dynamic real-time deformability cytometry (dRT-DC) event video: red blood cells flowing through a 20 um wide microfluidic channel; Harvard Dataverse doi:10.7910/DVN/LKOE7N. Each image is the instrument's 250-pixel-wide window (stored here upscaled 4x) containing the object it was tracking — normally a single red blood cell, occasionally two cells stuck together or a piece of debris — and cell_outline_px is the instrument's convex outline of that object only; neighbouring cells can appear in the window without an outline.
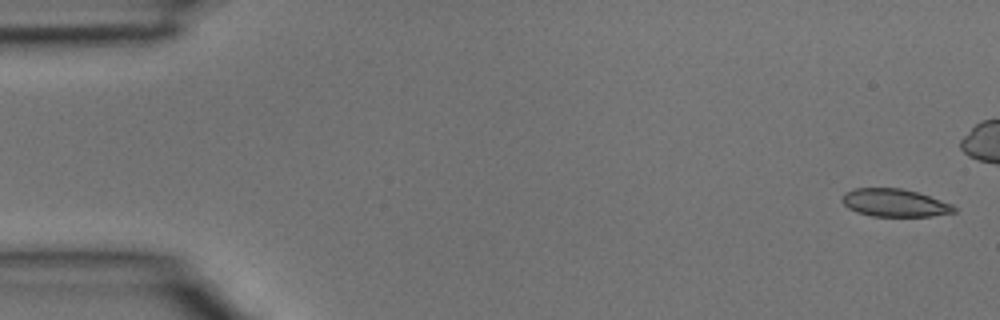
{"species": "common noctule bat (a hibernating species)", "species_latin": "Nyctalus noctula", "temperature_condition": "room temperature", "stored_images_in_passage": 5, "camera_frame_rate_fps": 3000, "um_per_image_px": 0.085, "animal": {"sex": "male", "body_mass_g": 15.6}, "frame": {"image": 1, "passage_image": 1, "time_ms": 0.0, "image_size_px": [1000, 320], "cell_outline_px": [[956, 212], [932, 216], [872, 216], [856, 212], [848, 208], [840, 200], [844, 192], [856, 188], [900, 188], [916, 192], [952, 204], [956, 208]], "centroid_in_image_um": [76.01, 17.24], "position_along_channel_um": 9.0, "area_um2": 18.09}}